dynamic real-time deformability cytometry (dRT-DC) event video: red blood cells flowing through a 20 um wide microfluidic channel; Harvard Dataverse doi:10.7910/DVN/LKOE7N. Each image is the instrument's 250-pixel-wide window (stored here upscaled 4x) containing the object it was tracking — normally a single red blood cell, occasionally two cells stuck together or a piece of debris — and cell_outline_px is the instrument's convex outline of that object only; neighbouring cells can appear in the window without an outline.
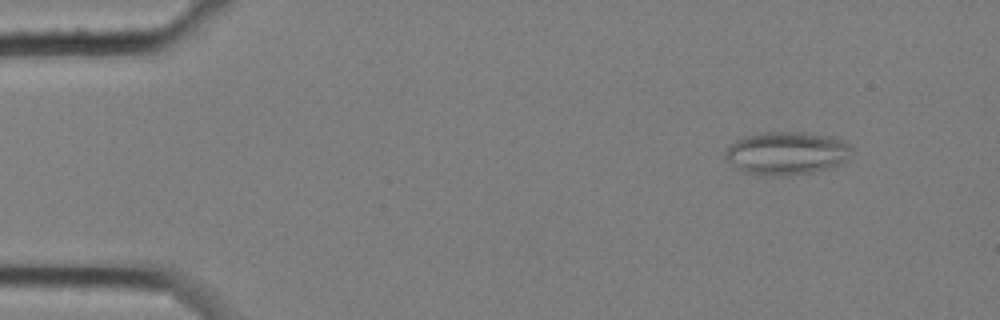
{"species": "common noctule bat (a hibernating species)", "species_latin": "Nyctalus noctula", "temperature_condition": "cold", "stored_images_in_passage": 5, "camera_frame_rate_fps": 3000, "um_per_image_px": 0.085, "animal": {"sex": "female", "body_mass_g": 25.1}, "frame": {"image": 1, "passage_image": 2, "time_ms": 0.333, "image_size_px": [1000, 320], "cell_outline_px": [[852, 152], [848, 160], [840, 164], [828, 168], [812, 172], [788, 176], [772, 176], [744, 172], [736, 168], [724, 156], [724, 152], [736, 140], [744, 136], [760, 132], [804, 132], [836, 136], [844, 140], [852, 148]], "centroid_in_image_um": [66.91, 13.01], "position_along_channel_um": 18.1, "area_um2": 32.14}}